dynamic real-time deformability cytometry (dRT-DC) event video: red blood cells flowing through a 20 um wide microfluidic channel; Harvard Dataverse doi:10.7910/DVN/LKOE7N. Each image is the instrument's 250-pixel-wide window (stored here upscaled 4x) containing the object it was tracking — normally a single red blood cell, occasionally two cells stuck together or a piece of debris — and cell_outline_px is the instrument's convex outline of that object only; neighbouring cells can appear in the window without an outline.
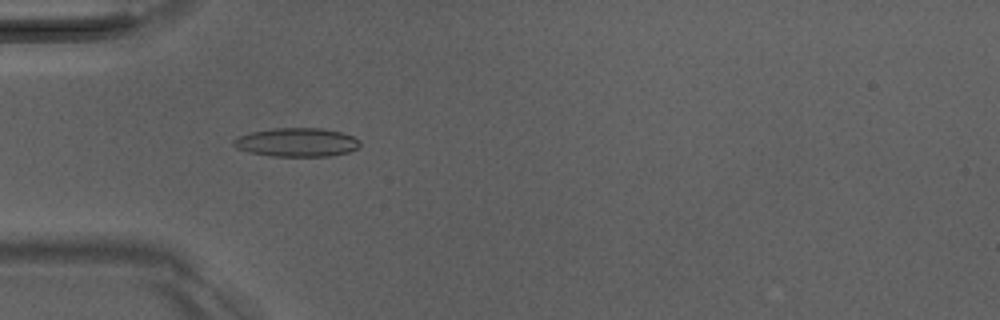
{"species": "Egyptian fruit bat (a non-hibernating species)", "species_latin": "Rousettus aegyptiacus", "temperature_condition": "room temperature", "stored_images_in_passage": 41, "camera_frame_rate_fps": 3000, "um_per_image_px": 0.085, "animal": {"sex": "male"}, "frame": {"image": 1, "passage_image": 6, "time_ms": 1.667, "image_size_px": [1000, 320], "cell_outline_px": [[360, 144], [356, 148], [348, 152], [328, 156], [272, 156], [248, 152], [236, 148], [232, 144], [232, 140], [240, 136], [252, 132], [276, 128], [320, 128], [340, 132], [352, 136], [360, 140]], "centroid_in_image_um": [25.21, 12.1], "position_along_channel_um": 59.8, "area_um2": 20.98}}
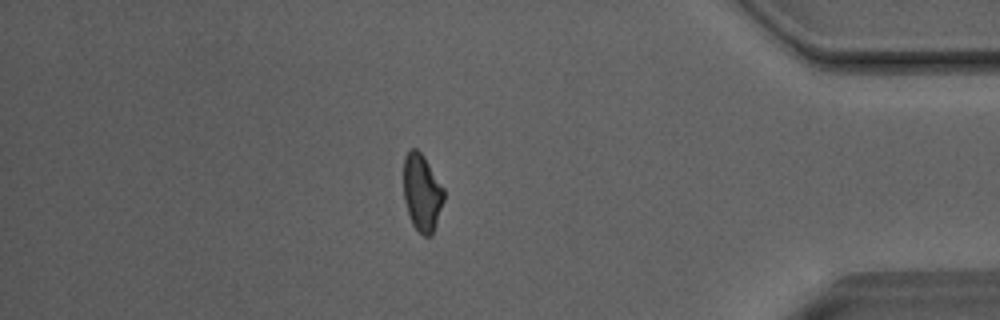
{"frame": {"image": 2, "passage_image": 34, "time_ms": 11.0, "image_size_px": [1000, 320], "cell_outline_px": [[444, 200], [432, 236], [424, 236], [412, 224], [404, 200], [404, 156], [412, 148], [416, 148], [424, 156], [444, 188]], "centroid_in_image_um": [35.87, 16.37], "position_along_channel_um": 399.3, "area_um2": 18.03}}
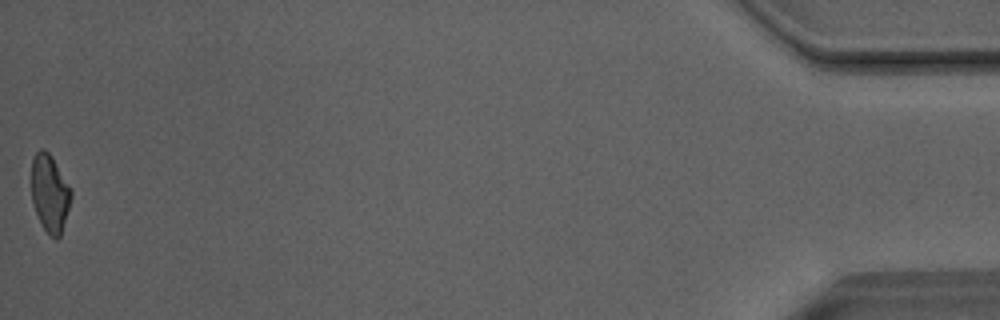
{"frame": {"image": 3, "passage_image": 41, "time_ms": 13.333, "image_size_px": [1000, 320], "cell_outline_px": [[72, 196], [60, 236], [56, 240], [48, 236], [40, 224], [32, 200], [32, 160], [36, 152], [40, 148], [44, 148], [52, 156], [72, 192]], "centroid_in_image_um": [4.22, 16.45], "position_along_channel_um": 431.0, "area_um2": 17.86}, "authors_computed_cell_mechanics": {"area_um2": 18.9006, "velocity_mm_per_s": 4.0572, "shape_relaxation_time_tau1_ms": 7.7315, "shape_relaxation_time_tau2_ms": 2.1045, "deformation_change_tau1": 0.2056, "deformation_change_tau2": 0.0894}}